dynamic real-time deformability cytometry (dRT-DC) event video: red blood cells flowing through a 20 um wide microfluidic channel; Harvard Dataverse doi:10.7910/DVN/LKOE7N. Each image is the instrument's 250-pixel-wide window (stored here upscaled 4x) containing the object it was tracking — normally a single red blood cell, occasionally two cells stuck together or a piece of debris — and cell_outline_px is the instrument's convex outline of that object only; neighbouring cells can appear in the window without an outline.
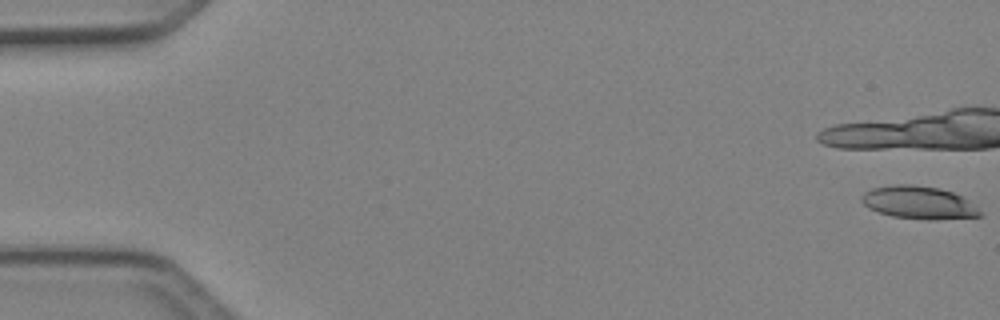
{"species": "Egyptian fruit bat (a non-hibernating species)", "species_latin": "Rousettus aegyptiacus", "temperature_condition": "cold", "stored_images_in_passage": 19, "camera_frame_rate_fps": 3000, "um_per_image_px": 0.085, "animal": {"sex": "female"}, "frame": {"image": 1, "passage_image": 1, "time_ms": 0.0, "image_size_px": [1000, 320], "cell_outline_px": [[984, 216], [936, 220], [928, 220], [892, 216], [868, 208], [860, 200], [860, 196], [864, 192], [872, 188], [896, 184], [912, 184], [936, 188], [952, 192], [968, 200]], "centroid_in_image_um": [78.06, 17.22], "position_along_channel_um": 6.9, "area_um2": 22.54}}